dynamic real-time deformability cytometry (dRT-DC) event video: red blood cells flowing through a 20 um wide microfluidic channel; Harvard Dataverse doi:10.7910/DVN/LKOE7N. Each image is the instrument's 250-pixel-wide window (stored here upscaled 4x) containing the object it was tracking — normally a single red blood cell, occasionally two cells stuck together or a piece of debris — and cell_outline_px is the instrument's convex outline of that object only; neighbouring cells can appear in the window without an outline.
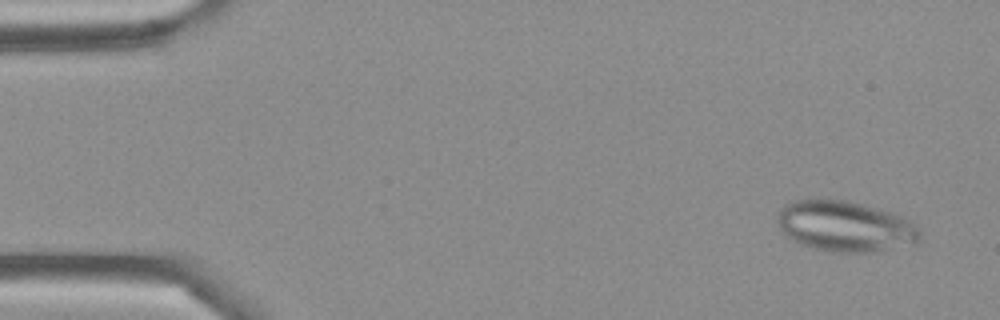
{"species": "Egyptian fruit bat (a non-hibernating species)", "species_latin": "Rousettus aegyptiacus", "temperature_condition": "cold", "stored_images_in_passage": 48, "camera_frame_rate_fps": 3000, "um_per_image_px": 0.085, "frame": {"image": 1, "passage_image": 3, "time_ms": 0.667, "image_size_px": [1000, 320], "cell_outline_px": [[920, 236], [916, 244], [880, 252], [828, 252], [812, 248], [800, 244], [784, 236], [780, 228], [776, 216], [780, 208], [784, 204], [796, 200], [848, 200], [892, 212], [916, 224], [920, 228]], "centroid_in_image_um": [71.85, 19.26], "position_along_channel_um": 13.2, "area_um2": 42.66}}
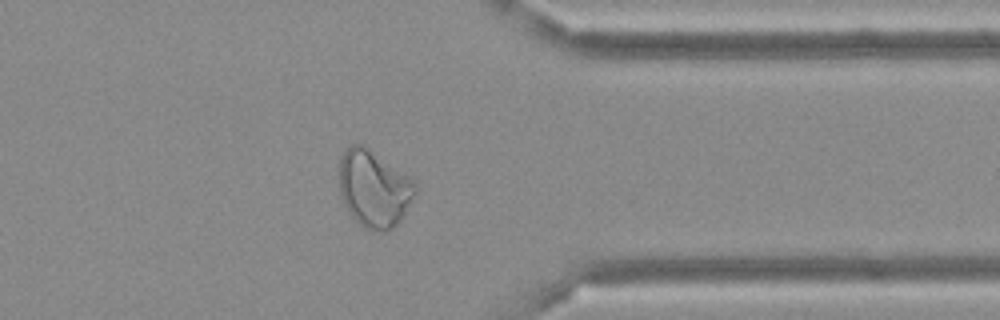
{"frame": {"image": 2, "passage_image": 38, "time_ms": 12.333, "image_size_px": [1000, 320], "cell_outline_px": [[416, 192], [400, 220], [392, 228], [368, 232], [348, 212], [344, 204], [340, 192], [340, 156], [352, 144], [364, 144], [416, 180]], "centroid_in_image_um": [31.79, 16.01], "position_along_channel_um": 379.6, "area_um2": 34.1}}
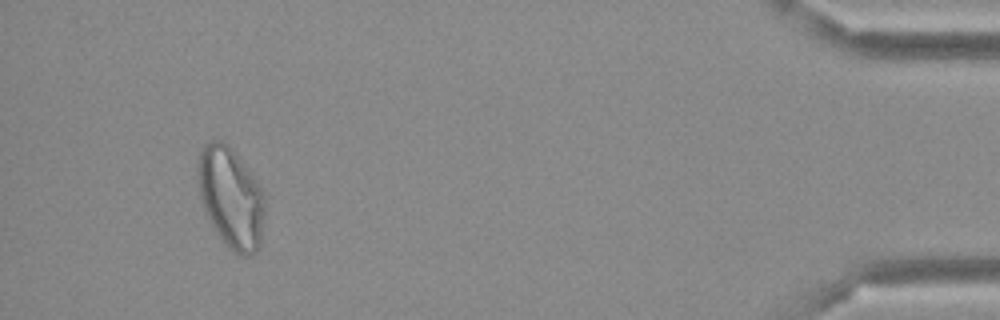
{"frame": {"image": 3, "passage_image": 45, "time_ms": 14.667, "image_size_px": [1000, 320], "cell_outline_px": [[264, 216], [260, 248], [256, 252], [248, 256], [244, 256], [228, 248], [224, 244], [216, 232], [200, 200], [196, 172], [196, 164], [200, 152], [204, 144], [208, 140], [224, 140], [232, 148], [248, 168], [260, 184], [264, 192]], "centroid_in_image_um": [19.62, 16.77], "position_along_channel_um": 415.6, "area_um2": 39.94}}